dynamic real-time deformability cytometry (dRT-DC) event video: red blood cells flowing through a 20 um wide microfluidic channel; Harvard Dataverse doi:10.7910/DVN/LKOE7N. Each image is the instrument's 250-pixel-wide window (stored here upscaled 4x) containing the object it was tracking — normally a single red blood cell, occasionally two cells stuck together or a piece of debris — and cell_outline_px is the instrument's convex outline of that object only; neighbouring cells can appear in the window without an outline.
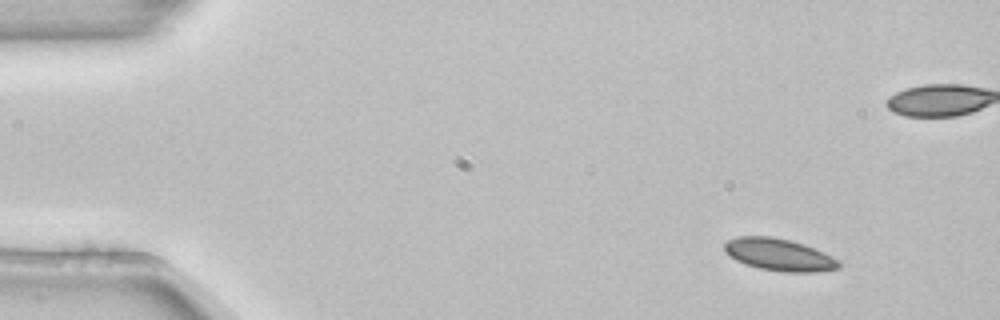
{"species": "common noctule bat (a hibernating species)", "species_latin": "Nyctalus noctula", "temperature_condition": "room temperature", "stored_images_in_passage": 5, "camera_frame_rate_fps": 3000, "um_per_image_px": 0.085, "animal": {"sex": "female", "body_mass_g": 22.7, "forearm_length_mm": 54.2}, "frame": {"image": 1, "passage_image": 1, "time_ms": 0.0, "image_size_px": [1000, 320], "cell_outline_px": [[840, 268], [812, 272], [784, 272], [760, 268], [744, 264], [728, 256], [724, 252], [724, 244], [728, 240], [736, 236], [768, 236], [788, 240], [804, 244], [836, 260], [840, 264]], "centroid_in_image_um": [66.12, 21.65], "position_along_channel_um": 18.9, "area_um2": 21.1}}